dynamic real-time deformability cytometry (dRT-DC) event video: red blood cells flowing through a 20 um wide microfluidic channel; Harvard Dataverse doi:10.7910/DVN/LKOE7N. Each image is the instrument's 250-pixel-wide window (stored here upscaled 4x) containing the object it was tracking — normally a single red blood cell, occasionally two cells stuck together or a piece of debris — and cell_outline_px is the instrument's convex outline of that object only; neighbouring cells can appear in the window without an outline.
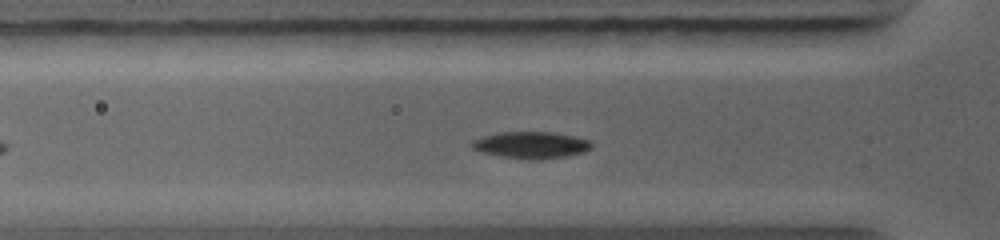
{"species": "common noctule bat (a hibernating species)", "species_latin": "Nyctalus noctula", "temperature_condition": "warm", "stored_images_in_passage": 19, "camera_frame_rate_fps": 5000, "um_per_image_px": 0.085, "animal": {"sex": "female", "body_mass_g": 19.0, "forearm_length_mm": 56.7}, "frame": {"image": 1, "passage_image": 3, "time_ms": 0.8, "image_size_px": [1000, 240], "cell_outline_px": [[592, 148], [584, 152], [564, 156], [540, 160], [528, 160], [504, 156], [484, 152], [472, 148], [468, 144], [472, 140], [484, 136], [500, 132], [548, 132], [572, 136], [592, 140]], "centroid_in_image_um": [45.15, 12.33], "position_along_channel_um": 80.6, "area_um2": 18.55}}
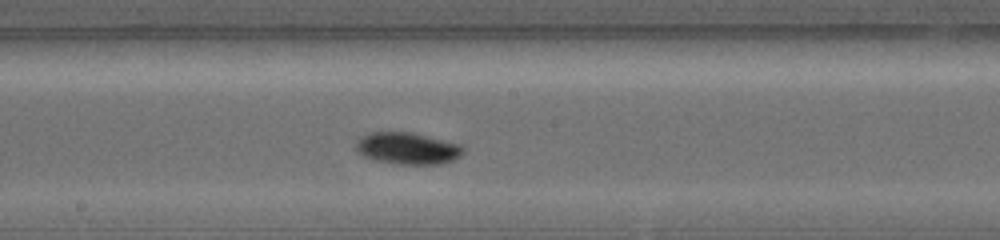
{"frame": {"image": 2, "passage_image": 10, "time_ms": 3.6, "image_size_px": [1000, 240], "cell_outline_px": [[464, 152], [460, 156], [452, 160], [440, 164], [396, 164], [376, 160], [364, 156], [356, 152], [356, 140], [360, 136], [368, 132], [412, 132], [460, 144], [464, 148]], "centroid_in_image_um": [34.61, 12.6], "position_along_channel_um": 213.6, "area_um2": 20.0}}
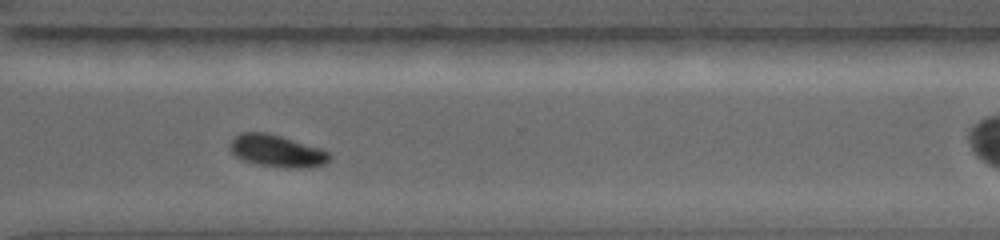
{"frame": {"image": 3, "passage_image": 17, "time_ms": 6.4, "image_size_px": [1000, 240], "cell_outline_px": [[332, 156], [324, 164], [300, 168], [288, 168], [256, 164], [244, 160], [236, 156], [232, 152], [232, 140], [240, 132], [264, 132], [280, 136], [320, 148], [328, 152]], "centroid_in_image_um": [23.55, 12.83], "position_along_channel_um": 347.1, "area_um2": 18.21}}